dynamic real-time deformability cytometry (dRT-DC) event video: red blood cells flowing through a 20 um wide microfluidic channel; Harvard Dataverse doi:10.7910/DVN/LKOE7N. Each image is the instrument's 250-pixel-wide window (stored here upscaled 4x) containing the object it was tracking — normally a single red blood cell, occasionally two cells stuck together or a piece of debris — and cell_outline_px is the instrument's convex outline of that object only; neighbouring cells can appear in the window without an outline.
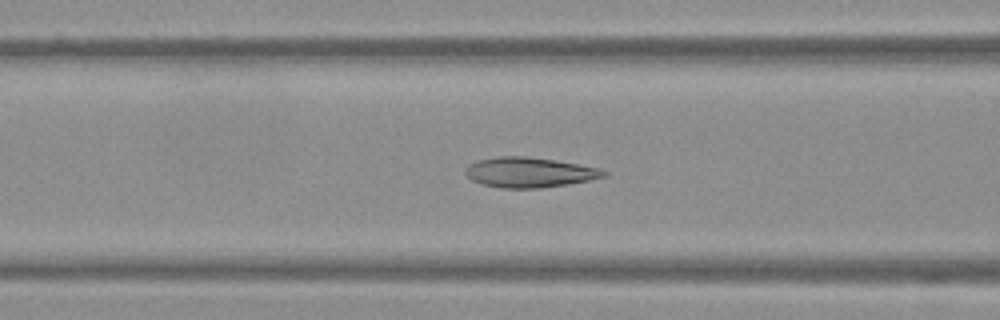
{"species": "Egyptian fruit bat (a non-hibernating species)", "species_latin": "Rousettus aegyptiacus", "temperature_condition": "warm", "stored_images_in_passage": 41, "camera_frame_rate_fps": 3000, "um_per_image_px": 0.085, "frame": {"image": 1, "passage_image": 17, "time_ms": 5.333, "image_size_px": [1000, 320], "cell_outline_px": [[608, 176], [568, 184], [540, 188], [500, 188], [480, 184], [472, 180], [464, 172], [468, 164], [476, 160], [496, 156], [524, 156], [552, 160], [576, 164], [596, 168], [608, 172]], "centroid_in_image_um": [44.93, 14.65], "position_along_channel_um": 121.7, "area_um2": 24.16}}
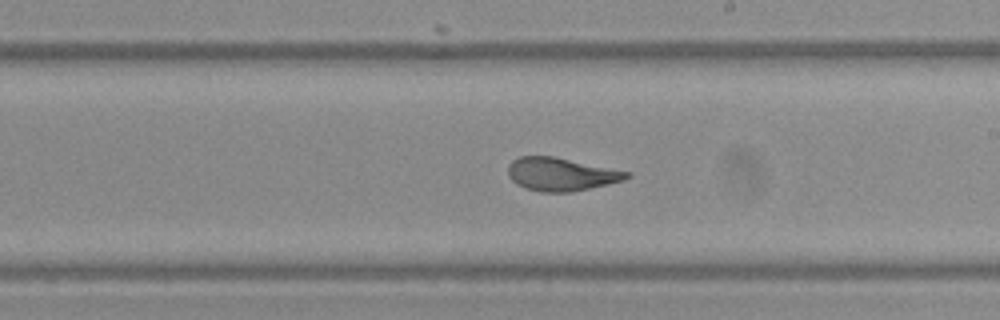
{"frame": {"image": 2, "passage_image": 26, "time_ms": 8.333, "image_size_px": [1000, 320], "cell_outline_px": [[632, 176], [624, 180], [608, 184], [572, 192], [540, 192], [524, 188], [516, 184], [508, 176], [508, 164], [512, 160], [520, 156], [552, 156], [632, 172]], "centroid_in_image_um": [47.69, 14.81], "position_along_channel_um": 241.3, "area_um2": 23.06}}
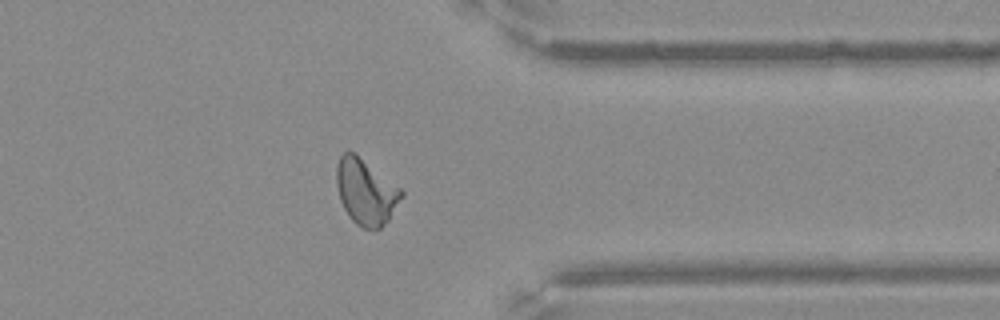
{"frame": {"image": 3, "passage_image": 37, "time_ms": 12.0, "image_size_px": [1000, 320], "cell_outline_px": [[404, 196], [388, 220], [376, 232], [364, 228], [356, 224], [348, 216], [340, 200], [336, 184], [336, 168], [340, 156], [344, 152], [352, 152], [400, 188], [404, 192]], "centroid_in_image_um": [31.09, 16.36], "position_along_channel_um": 380.3, "area_um2": 24.57}}